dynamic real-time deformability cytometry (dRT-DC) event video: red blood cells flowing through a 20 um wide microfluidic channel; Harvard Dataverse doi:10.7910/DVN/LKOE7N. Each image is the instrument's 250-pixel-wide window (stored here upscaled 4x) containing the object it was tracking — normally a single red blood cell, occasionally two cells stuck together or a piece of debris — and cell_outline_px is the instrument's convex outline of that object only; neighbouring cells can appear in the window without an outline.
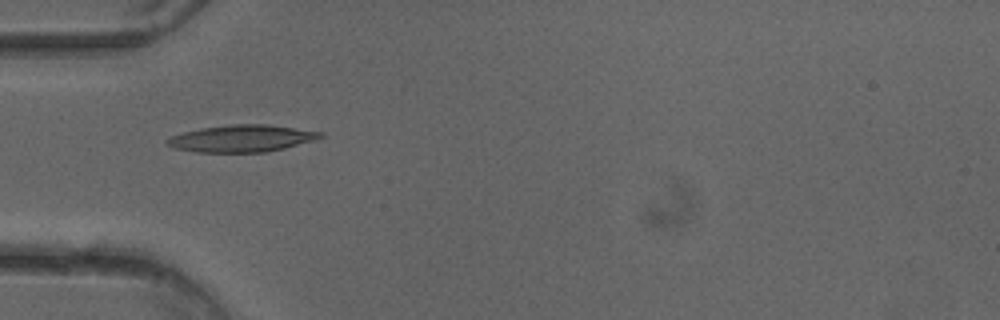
{"species": "common noctule bat (a hibernating species)", "species_latin": "Nyctalus noctula", "temperature_condition": "cold", "stored_images_in_passage": 51, "camera_frame_rate_fps": 3000, "um_per_image_px": 0.085, "animal": {"sex": "female"}, "frame": {"image": 1, "passage_image": 16, "time_ms": 5.0, "image_size_px": [1000, 320], "cell_outline_px": [[324, 136], [316, 140], [268, 152], [196, 152], [172, 148], [164, 144], [164, 140], [172, 136], [184, 132], [200, 128], [228, 124], [268, 124], [324, 132]], "centroid_in_image_um": [20.54, 11.76], "position_along_channel_um": 64.5, "area_um2": 24.39}}
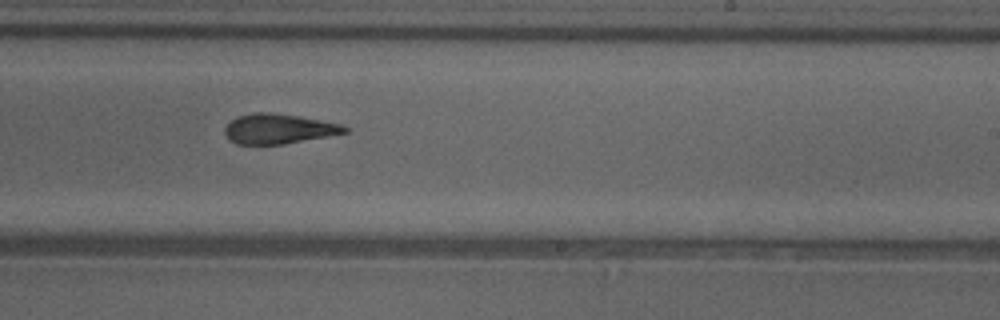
{"frame": {"image": 2, "passage_image": 31, "time_ms": 10.0, "image_size_px": [1000, 320], "cell_outline_px": [[348, 132], [328, 136], [284, 144], [236, 144], [228, 140], [224, 132], [224, 128], [232, 120], [240, 116], [252, 112], [268, 112], [296, 116], [320, 120], [340, 124], [348, 128]], "centroid_in_image_um": [23.65, 10.96], "position_along_channel_um": 265.4, "area_um2": 20.69}}
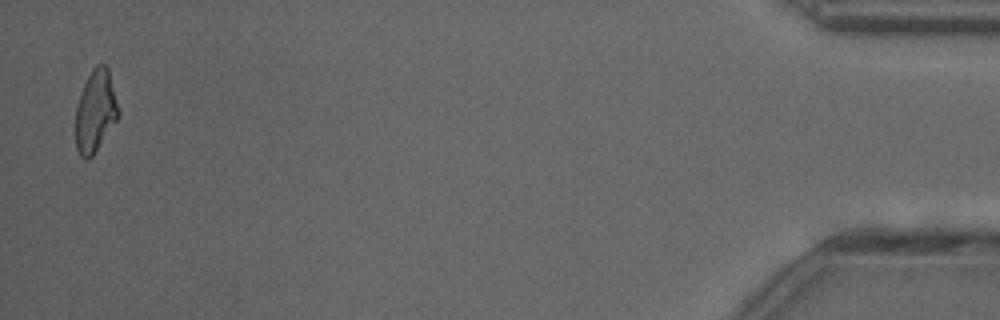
{"frame": {"image": 3, "passage_image": 50, "time_ms": 16.333, "image_size_px": [1000, 320], "cell_outline_px": [[120, 116], [92, 156], [88, 160], [84, 160], [80, 156], [76, 148], [76, 108], [84, 84], [92, 68], [96, 64], [104, 64], [108, 68], [120, 112]], "centroid_in_image_um": [8.12, 9.47], "position_along_channel_um": 427.1, "area_um2": 20.4}, "authors_computed_cell_mechanics": {"area_um2": 21.8484, "velocity_mm_per_s": 4.0326, "shape_relaxation_time_tau1_ms": null, "shape_relaxation_time_tau2_ms": 3.6849, "deformation_change_tau1": null, "deformation_change_tau2": 0.138}}